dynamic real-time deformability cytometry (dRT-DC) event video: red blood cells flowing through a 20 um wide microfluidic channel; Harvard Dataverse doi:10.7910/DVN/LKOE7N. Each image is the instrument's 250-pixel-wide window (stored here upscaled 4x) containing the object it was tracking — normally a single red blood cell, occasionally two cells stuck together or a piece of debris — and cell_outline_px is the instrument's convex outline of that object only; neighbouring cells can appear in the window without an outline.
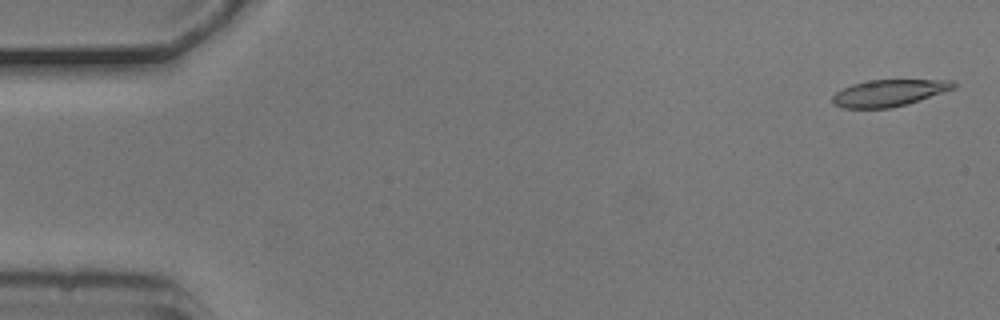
{"species": "common noctule bat (a hibernating species)", "species_latin": "Nyctalus noctula", "temperature_condition": "cold", "stored_images_in_passage": 3, "camera_frame_rate_fps": 3000, "um_per_image_px": 0.085, "animal": {"sex": "male", "body_mass_g": 20.5, "forearm_length_mm": 52.5}, "frame": {"image": 1, "passage_image": 1, "time_ms": 0.0, "image_size_px": [1000, 320], "cell_outline_px": [[956, 88], [908, 104], [888, 108], [844, 108], [832, 104], [832, 96], [836, 92], [852, 84], [868, 80], [952, 80], [956, 84]], "centroid_in_image_um": [75.56, 7.9], "position_along_channel_um": 9.4, "area_um2": 18.84}}